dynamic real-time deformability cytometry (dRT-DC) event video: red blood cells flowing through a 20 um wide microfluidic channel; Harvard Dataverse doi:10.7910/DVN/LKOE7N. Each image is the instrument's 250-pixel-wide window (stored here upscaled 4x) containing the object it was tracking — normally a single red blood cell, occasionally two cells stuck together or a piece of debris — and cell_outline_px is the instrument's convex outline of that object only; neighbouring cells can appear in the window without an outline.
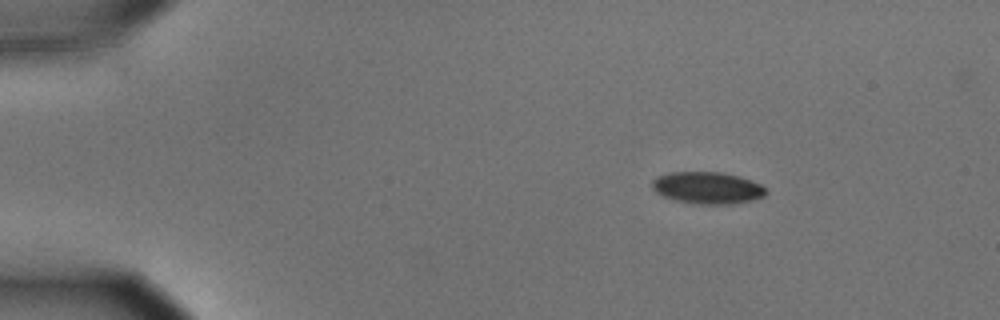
{"species": "common noctule bat (a hibernating species)", "species_latin": "Nyctalus noctula", "temperature_condition": "cold", "stored_images_in_passage": 49, "camera_frame_rate_fps": 3000, "um_per_image_px": 0.085, "animal": {"sex": "male", "body_mass_g": 15.6}, "frame": {"image": 1, "passage_image": 1, "time_ms": 0.0, "image_size_px": [1000, 320], "cell_outline_px": [[768, 192], [764, 196], [752, 200], [732, 204], [700, 204], [676, 200], [664, 196], [656, 192], [652, 188], [652, 180], [656, 176], [668, 172], [720, 172], [740, 176], [752, 180], [760, 184]], "centroid_in_image_um": [60.13, 15.95], "position_along_channel_um": 24.9, "area_um2": 21.21}}
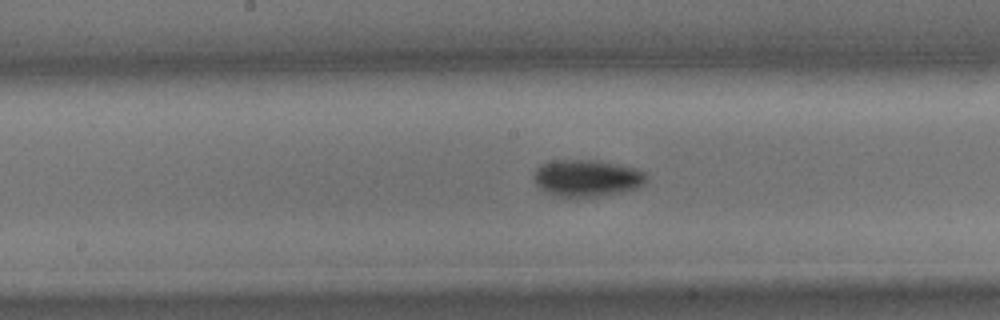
{"frame": {"image": 2, "passage_image": 22, "time_ms": 7.0, "image_size_px": [1000, 320], "cell_outline_px": [[648, 176], [644, 184], [636, 188], [620, 192], [596, 196], [560, 196], [548, 192], [536, 184], [532, 176], [536, 168], [540, 164], [552, 160], [600, 160], [636, 168], [644, 172]], "centroid_in_image_um": [49.89, 15.1], "position_along_channel_um": 198.3, "area_um2": 24.04}}
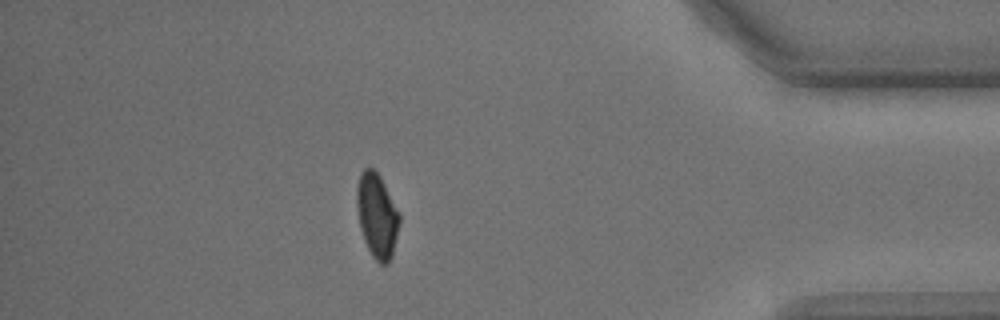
{"frame": {"image": 3, "passage_image": 42, "time_ms": 13.667, "image_size_px": [1000, 320], "cell_outline_px": [[400, 224], [392, 256], [388, 264], [380, 264], [372, 256], [364, 240], [360, 228], [356, 204], [356, 188], [360, 172], [364, 168], [372, 168], [380, 176], [400, 212]], "centroid_in_image_um": [32.05, 18.32], "position_along_channel_um": 403.2, "area_um2": 21.21}, "authors_computed_cell_mechanics": {"area_um2": 22.542, "velocity_mm_per_s": 3.6056, "shape_relaxation_time_tau1_ms": 2.4964, "shape_relaxation_time_tau2_ms": null, "deformation_change_tau1": 0.0953, "deformation_change_tau2": null}}